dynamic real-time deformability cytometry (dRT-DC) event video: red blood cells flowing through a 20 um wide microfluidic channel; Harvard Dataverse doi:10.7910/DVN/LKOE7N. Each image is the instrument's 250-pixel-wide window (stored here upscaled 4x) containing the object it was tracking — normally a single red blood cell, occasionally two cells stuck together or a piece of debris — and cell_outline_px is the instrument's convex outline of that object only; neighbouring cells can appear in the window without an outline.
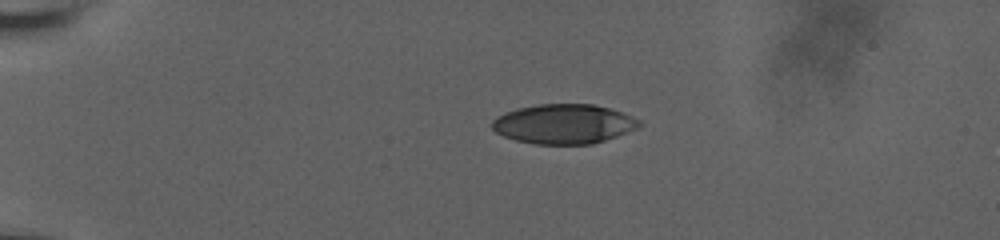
{"species": "human", "species_latin": "Homo sapiens", "temperature_condition": "room temperature", "stored_images_in_passage": 45, "camera_frame_rate_fps": 3000, "um_per_image_px": 0.085, "donor": {"sex": "male"}, "frame": {"image": 1, "passage_image": 1, "time_ms": 0.0, "image_size_px": [1000, 240], "cell_outline_px": [[640, 124], [636, 128], [616, 136], [592, 144], [532, 144], [516, 140], [504, 136], [496, 132], [492, 128], [492, 120], [496, 116], [504, 112], [516, 108], [536, 104], [592, 104], [608, 108], [632, 116], [640, 120]], "centroid_in_image_um": [47.86, 10.53], "position_along_channel_um": 37.1, "area_um2": 33.87}}
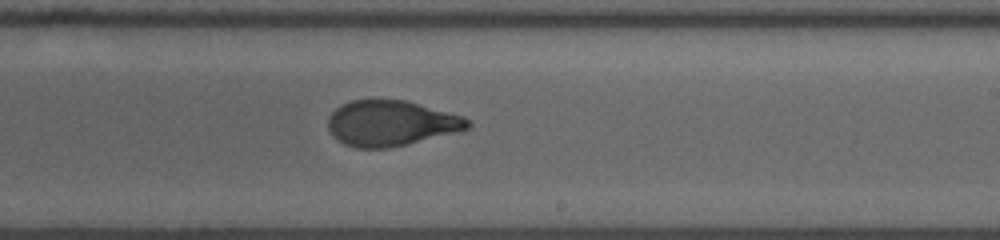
{"frame": {"image": 2, "passage_image": 24, "time_ms": 7.667, "image_size_px": [1000, 240], "cell_outline_px": [[472, 124], [464, 132], [388, 148], [356, 148], [344, 144], [336, 140], [332, 136], [328, 128], [328, 116], [340, 104], [352, 100], [404, 100], [464, 116]], "centroid_in_image_um": [33.25, 10.49], "position_along_channel_um": 255.8, "area_um2": 37.45}}
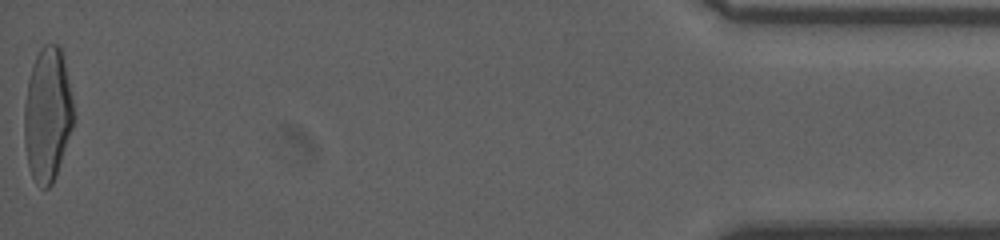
{"frame": {"image": 3, "passage_image": 45, "time_ms": 14.667, "image_size_px": [1000, 240], "cell_outline_px": [[76, 116], [72, 128], [52, 184], [48, 188], [40, 188], [36, 184], [32, 176], [28, 164], [24, 144], [24, 104], [28, 80], [32, 64], [40, 48], [44, 44], [56, 44], [60, 48], [64, 64]], "centroid_in_image_um": [4.02, 9.75], "position_along_channel_um": 431.2, "area_um2": 38.38}, "authors_computed_cell_mechanics": {"area_um2": 37.6278, "velocity_mm_per_s": 3.7261, "shape_relaxation_time_tau1_ms": 5.6095, "shape_relaxation_time_tau2_ms": 1.5424, "deformation_change_tau1": 0.2266, "deformation_change_tau2": 0.0689}}